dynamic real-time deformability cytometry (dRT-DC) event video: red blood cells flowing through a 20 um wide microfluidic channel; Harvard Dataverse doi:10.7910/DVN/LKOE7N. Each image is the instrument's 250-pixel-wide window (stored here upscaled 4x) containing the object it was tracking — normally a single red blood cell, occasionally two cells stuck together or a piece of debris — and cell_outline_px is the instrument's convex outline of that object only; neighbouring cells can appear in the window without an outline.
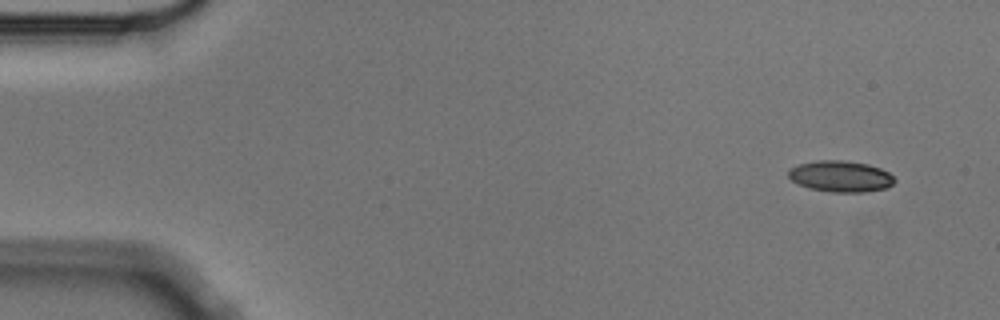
{"species": "Egyptian fruit bat (a non-hibernating species)", "species_latin": "Rousettus aegyptiacus", "temperature_condition": "cold", "stored_images_in_passage": 2, "camera_frame_rate_fps": 3000, "um_per_image_px": 0.085, "animal": {"sex": "male"}, "frame": {"image": 1, "passage_image": 1, "time_ms": 0.0, "image_size_px": [1000, 320], "cell_outline_px": [[896, 180], [888, 188], [864, 192], [832, 192], [808, 188], [792, 180], [788, 176], [788, 168], [796, 164], [820, 160], [844, 160], [868, 164], [880, 168], [888, 172]], "centroid_in_image_um": [71.44, 14.98], "position_along_channel_um": 13.6, "area_um2": 19.42}}